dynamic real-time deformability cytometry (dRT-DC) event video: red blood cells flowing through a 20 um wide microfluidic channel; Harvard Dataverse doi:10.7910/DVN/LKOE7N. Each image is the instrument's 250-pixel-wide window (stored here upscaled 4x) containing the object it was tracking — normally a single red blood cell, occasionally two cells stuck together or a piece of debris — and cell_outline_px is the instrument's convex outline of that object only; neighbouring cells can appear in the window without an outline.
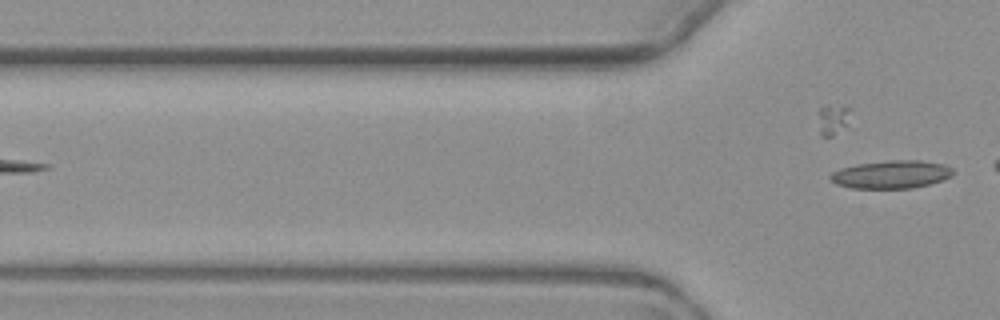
{"species": "common noctule bat (a hibernating species)", "species_latin": "Nyctalus noctula", "temperature_condition": "warm", "stored_images_in_passage": 5, "camera_frame_rate_fps": 3000, "um_per_image_px": 0.085, "animal": {"sex": "female", "body_mass_g": 19.3, "forearm_length_mm": 54.1}, "frame": {"image": 1, "passage_image": 5, "time_ms": 5.667, "image_size_px": [1000, 320], "cell_outline_px": [[952, 176], [928, 184], [912, 188], [852, 188], [836, 184], [828, 176], [832, 172], [840, 168], [856, 164], [892, 160], [920, 160], [944, 164], [952, 168]], "centroid_in_image_um": [75.73, 14.82], "position_along_channel_um": 50.1, "area_um2": 19.88}}